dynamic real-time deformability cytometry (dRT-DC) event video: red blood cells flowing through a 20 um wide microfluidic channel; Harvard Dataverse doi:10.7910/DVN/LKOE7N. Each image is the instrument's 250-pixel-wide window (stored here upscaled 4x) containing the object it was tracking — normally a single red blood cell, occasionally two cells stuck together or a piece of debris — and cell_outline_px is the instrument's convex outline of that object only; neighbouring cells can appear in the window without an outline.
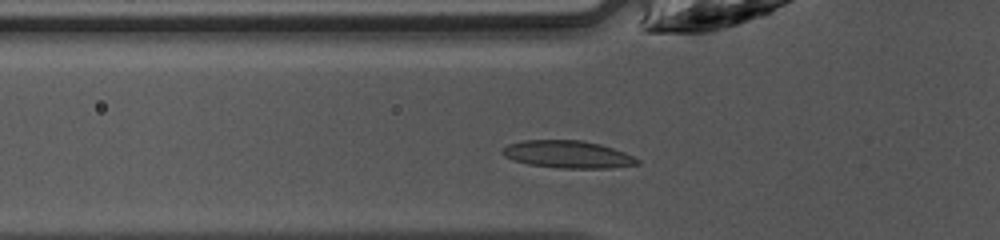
{"species": "common noctule bat (a hibernating species)", "species_latin": "Nyctalus noctula", "temperature_condition": "warm", "stored_images_in_passage": 32, "camera_frame_rate_fps": 3000, "um_per_image_px": 0.085, "animal": {"sex": "female", "body_mass_g": 10.0, "forearm_length_mm": 53.1}, "frame": {"image": 1, "passage_image": 7, "time_ms": 2.0, "image_size_px": [1000, 240], "cell_outline_px": [[640, 164], [608, 168], [560, 168], [528, 164], [512, 160], [504, 156], [500, 152], [508, 144], [524, 140], [580, 140], [600, 144], [624, 152], [640, 160]], "centroid_in_image_um": [48.24, 13.12], "position_along_channel_um": 77.6, "area_um2": 21.5}}
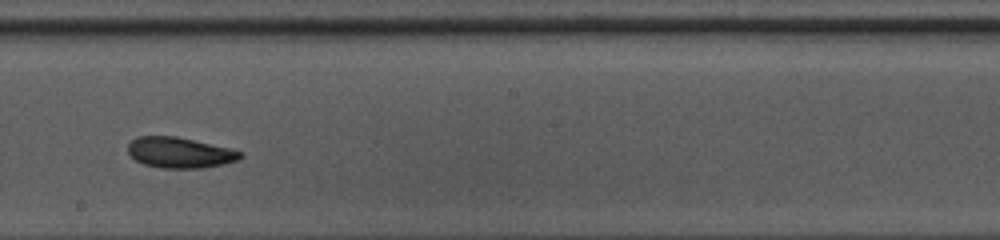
{"frame": {"image": 2, "passage_image": 18, "time_ms": 5.667, "image_size_px": [1000, 240], "cell_outline_px": [[244, 156], [240, 160], [224, 164], [204, 168], [160, 168], [144, 164], [136, 160], [128, 152], [128, 144], [136, 136], [176, 136], [232, 148], [244, 152]], "centroid_in_image_um": [15.34, 12.97], "position_along_channel_um": 232.9, "area_um2": 20.4}}
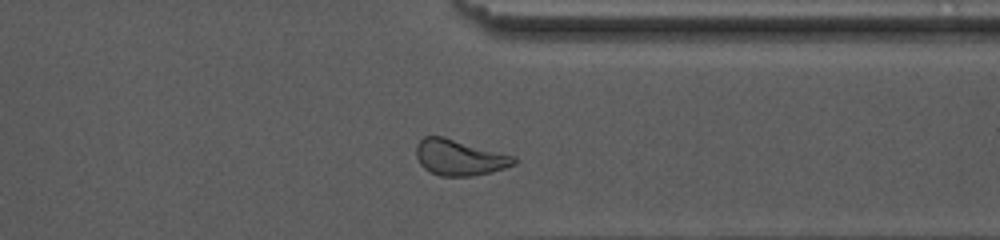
{"frame": {"image": 3, "passage_image": 28, "time_ms": 9.0, "image_size_px": [1000, 240], "cell_outline_px": [[516, 164], [492, 172], [472, 176], [440, 176], [428, 172], [420, 164], [416, 156], [416, 144], [424, 136], [444, 136], [516, 156]], "centroid_in_image_um": [39.05, 13.38], "position_along_channel_um": 372.4, "area_um2": 20.69}, "authors_computed_cell_mechanics": {"area_um2": 20.3167, "velocity_mm_per_s": 4.2034, "shape_relaxation_time_tau1_ms": 3.2887, "shape_relaxation_time_tau2_ms": 3.4715, "deformation_change_tau1": 0.1008, "deformation_change_tau2": 0.0893}}